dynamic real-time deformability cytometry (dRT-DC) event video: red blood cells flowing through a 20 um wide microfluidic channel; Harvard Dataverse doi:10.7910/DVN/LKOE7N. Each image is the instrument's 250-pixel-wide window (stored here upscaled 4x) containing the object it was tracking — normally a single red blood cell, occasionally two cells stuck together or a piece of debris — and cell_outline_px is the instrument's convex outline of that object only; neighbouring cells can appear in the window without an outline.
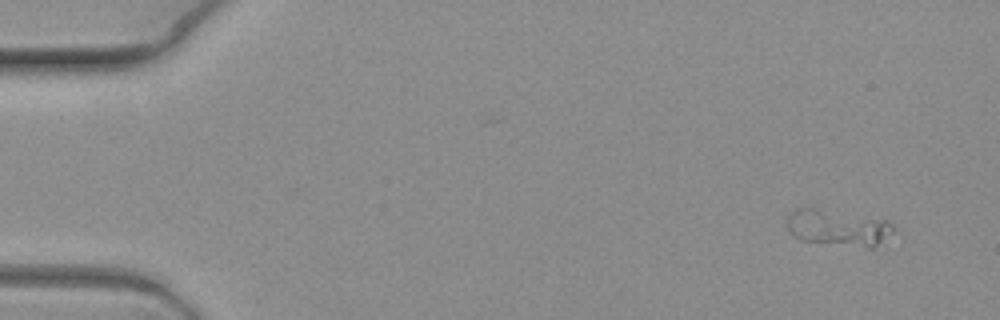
{"species": "common noctule bat (a hibernating species)", "species_latin": "Nyctalus noctula", "temperature_condition": "warm", "stored_images_in_passage": 7, "camera_frame_rate_fps": 3000, "um_per_image_px": 0.085, "animal": {"sex": "female", "body_mass_g": 19.3, "forearm_length_mm": 54.1}, "frame": {"image": 1, "passage_image": 1, "time_ms": 0.0, "image_size_px": [1000, 320], "cell_outline_px": [[896, 232], [876, 248], [868, 248], [800, 240], [792, 236], [784, 220], [792, 212], [800, 208], [812, 208], [888, 220], [896, 228]], "centroid_in_image_um": [71.29, 19.39], "position_along_channel_um": 13.7, "area_um2": 22.72}}